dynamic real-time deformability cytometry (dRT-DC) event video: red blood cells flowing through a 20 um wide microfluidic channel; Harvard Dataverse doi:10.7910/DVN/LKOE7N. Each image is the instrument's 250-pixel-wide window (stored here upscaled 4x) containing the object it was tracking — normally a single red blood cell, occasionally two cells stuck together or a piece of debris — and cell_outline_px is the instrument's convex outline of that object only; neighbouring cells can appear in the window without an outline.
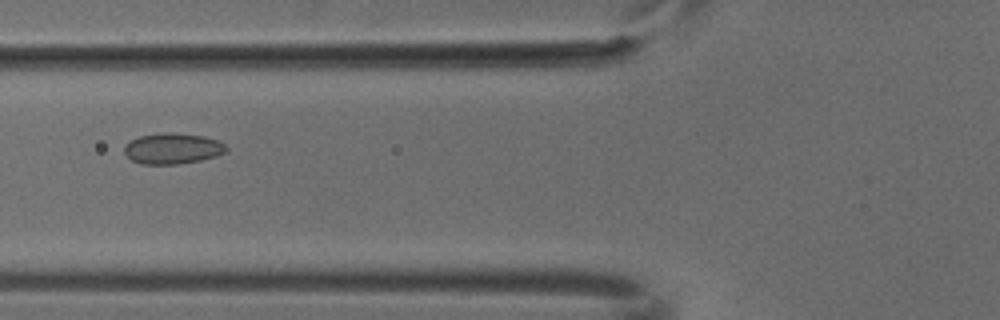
{"species": "common noctule bat (a hibernating species)", "species_latin": "Nyctalus noctula", "temperature_condition": "cold", "stored_images_in_passage": 3, "camera_frame_rate_fps": 3000, "um_per_image_px": 0.085, "animal": {"sex": "male", "body_mass_g": 18.8}, "frame": {"image": 1, "passage_image": 2, "time_ms": 0.333, "image_size_px": [1000, 320], "cell_outline_px": [[228, 152], [216, 156], [200, 160], [180, 164], [140, 164], [132, 160], [124, 152], [124, 144], [140, 136], [164, 132], [172, 132], [204, 136], [216, 140], [224, 144], [228, 148]], "centroid_in_image_um": [14.68, 12.62], "position_along_channel_um": 111.1, "area_um2": 18.38}}
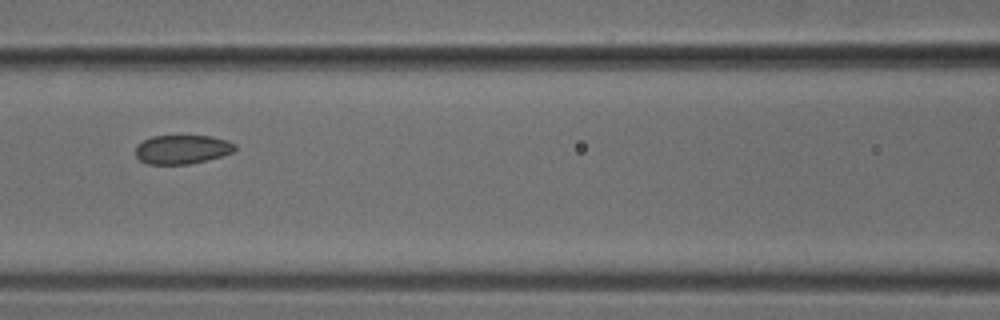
{"frame": {"image": 2, "passage_image": 3, "time_ms": 0.667, "image_size_px": [1000, 320], "cell_outline_px": [[236, 148], [232, 152], [220, 156], [188, 164], [148, 164], [140, 160], [136, 156], [136, 144], [152, 136], [212, 136], [228, 140], [236, 144]], "centroid_in_image_um": [15.47, 12.69], "position_along_channel_um": 151.1, "area_um2": 16.7}}